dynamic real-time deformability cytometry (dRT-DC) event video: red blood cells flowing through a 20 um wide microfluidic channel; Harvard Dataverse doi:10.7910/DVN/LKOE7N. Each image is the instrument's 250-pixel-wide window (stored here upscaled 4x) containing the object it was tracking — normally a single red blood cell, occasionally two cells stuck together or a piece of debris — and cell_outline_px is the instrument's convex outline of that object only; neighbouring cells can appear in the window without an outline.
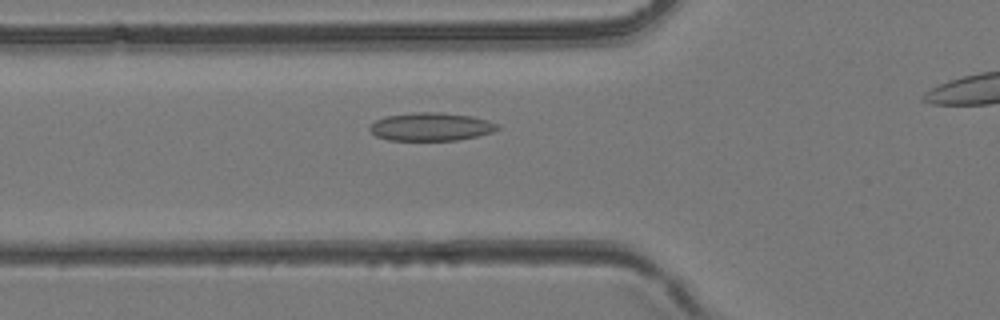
{"species": "common noctule bat (a hibernating species)", "species_latin": "Nyctalus noctula", "temperature_condition": "room temperature", "stored_images_in_passage": 28, "camera_frame_rate_fps": 3000, "um_per_image_px": 0.085, "animal": {"sex": "female", "body_mass_g": 24.6, "forearm_length_mm": 56.2}, "frame": {"image": 1, "passage_image": 6, "time_ms": 1.667, "image_size_px": [1000, 320], "cell_outline_px": [[500, 128], [492, 132], [476, 136], [456, 140], [388, 140], [376, 136], [368, 128], [376, 120], [388, 116], [412, 112], [440, 112], [472, 116], [488, 120], [500, 124]], "centroid_in_image_um": [36.66, 10.77], "position_along_channel_um": 89.1, "area_um2": 20.92}}
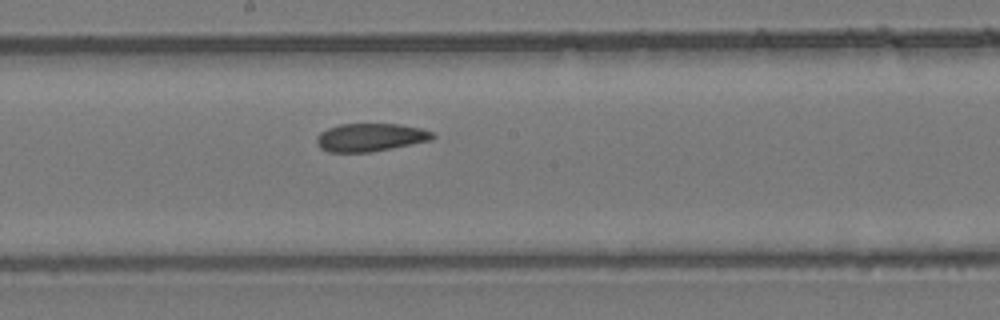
{"frame": {"image": 2, "passage_image": 14, "time_ms": 4.333, "image_size_px": [1000, 320], "cell_outline_px": [[436, 136], [432, 140], [368, 152], [328, 152], [320, 148], [316, 144], [316, 136], [320, 132], [328, 128], [340, 124], [400, 124], [420, 128], [432, 132]], "centroid_in_image_um": [31.44, 11.67], "position_along_channel_um": 216.8, "area_um2": 18.9}}
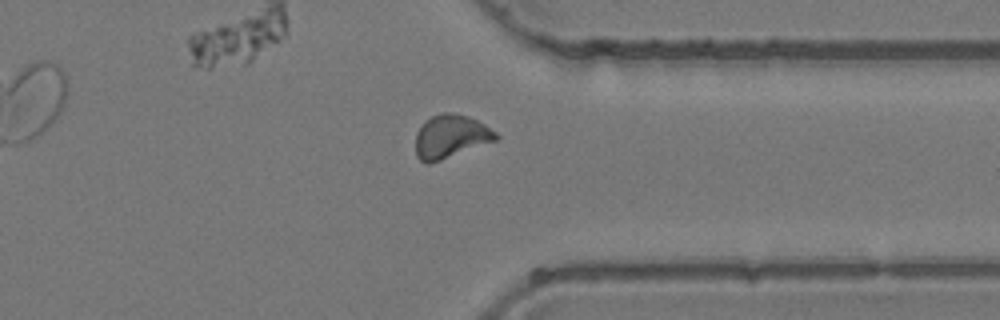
{"frame": {"image": 3, "passage_image": 24, "time_ms": 7.667, "image_size_px": [1000, 320], "cell_outline_px": [[500, 136], [496, 140], [440, 160], [428, 164], [420, 160], [416, 156], [416, 132], [424, 120], [440, 112], [448, 112], [468, 116], [484, 124], [496, 132]], "centroid_in_image_um": [38.28, 11.58], "position_along_channel_um": 373.1, "area_um2": 20.17}}